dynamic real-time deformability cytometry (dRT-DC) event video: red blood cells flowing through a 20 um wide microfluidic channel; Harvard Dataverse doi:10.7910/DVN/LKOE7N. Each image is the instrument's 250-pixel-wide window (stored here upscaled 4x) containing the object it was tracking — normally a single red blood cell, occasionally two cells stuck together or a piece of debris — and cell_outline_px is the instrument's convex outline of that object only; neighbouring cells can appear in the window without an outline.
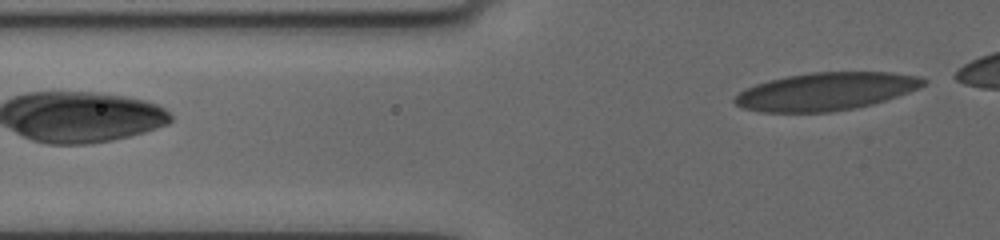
{"species": "human", "species_latin": "Homo sapiens", "temperature_condition": "cold", "stored_images_in_passage": 4, "camera_frame_rate_fps": 3000, "um_per_image_px": 0.085, "donor": {"sex": "female"}, "frame": {"image": 1, "passage_image": 4, "time_ms": 3.333, "image_size_px": [1000, 240], "cell_outline_px": [[928, 84], [920, 88], [872, 104], [856, 108], [832, 112], [760, 112], [744, 108], [736, 104], [732, 100], [744, 88], [768, 80], [788, 76], [812, 72], [892, 72], [916, 76], [928, 80]], "centroid_in_image_um": [70.21, 7.77], "position_along_channel_um": 55.6, "area_um2": 41.62}}